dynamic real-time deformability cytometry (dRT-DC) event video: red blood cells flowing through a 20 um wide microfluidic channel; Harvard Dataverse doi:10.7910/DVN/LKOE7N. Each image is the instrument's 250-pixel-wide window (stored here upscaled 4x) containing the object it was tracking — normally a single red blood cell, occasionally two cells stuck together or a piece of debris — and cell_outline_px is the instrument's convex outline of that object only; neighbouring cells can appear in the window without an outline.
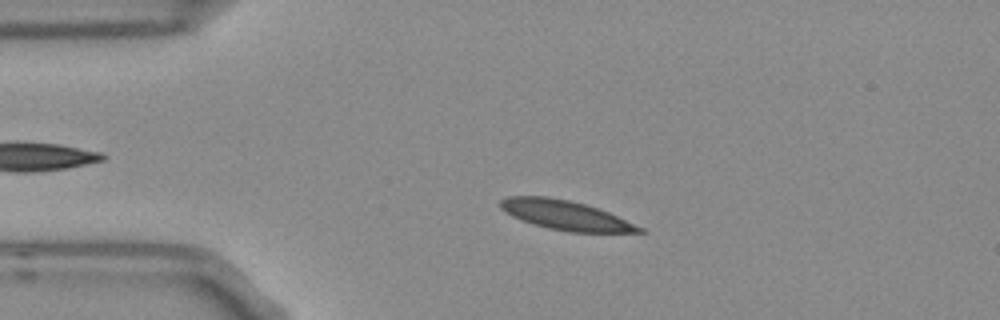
{"species": "Egyptian fruit bat (a non-hibernating species)", "species_latin": "Rousettus aegyptiacus", "temperature_condition": "room temperature", "stored_images_in_passage": 44, "camera_frame_rate_fps": 3000, "um_per_image_px": 0.085, "frame": {"image": 1, "passage_image": 2, "time_ms": 0.333, "image_size_px": [1000, 320], "cell_outline_px": [[648, 232], [568, 232], [548, 228], [532, 224], [520, 220], [504, 212], [500, 208], [500, 200], [508, 196], [548, 196], [568, 200], [584, 204], [608, 212], [644, 228]], "centroid_in_image_um": [48.03, 18.29], "position_along_channel_um": 37.0, "area_um2": 23.76}}
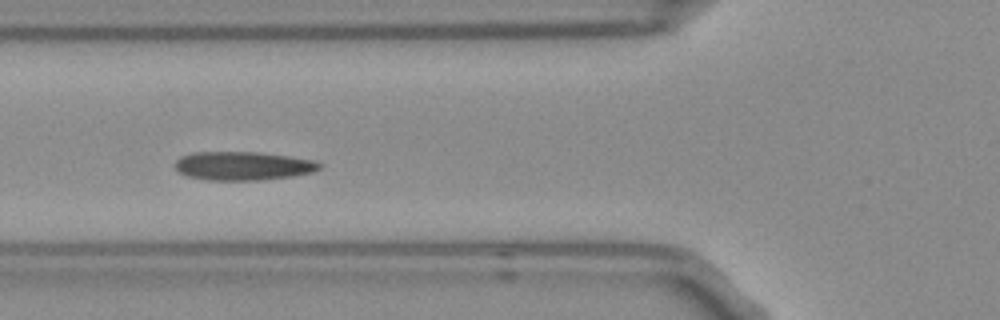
{"frame": {"image": 2, "passage_image": 10, "time_ms": 3.0, "image_size_px": [1000, 320], "cell_outline_px": [[324, 164], [320, 168], [312, 172], [292, 176], [260, 180], [208, 180], [188, 176], [180, 172], [176, 168], [176, 160], [180, 156], [192, 152], [260, 152], [288, 156], [312, 160]], "centroid_in_image_um": [20.65, 14.09], "position_along_channel_um": 105.1, "area_um2": 24.04}}
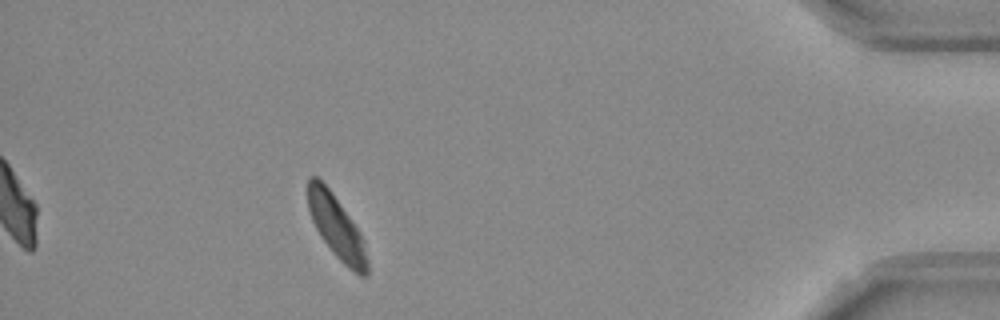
{"frame": {"image": 3, "passage_image": 39, "time_ms": 12.667, "image_size_px": [1000, 320], "cell_outline_px": [[368, 276], [360, 276], [348, 268], [332, 252], [320, 236], [312, 220], [308, 208], [308, 176], [316, 176], [328, 188], [360, 232], [364, 240], [368, 260]], "centroid_in_image_um": [28.62, 19.35], "position_along_channel_um": 406.6, "area_um2": 21.56}, "authors_computed_cell_mechanics": {"area_um2": 23.3801, "velocity_mm_per_s": 3.6986, "shape_relaxation_time_tau1_ms": 5.3061, "shape_relaxation_time_tau2_ms": 4.1237, "deformation_change_tau1": 0.1175, "deformation_change_tau2": 0.0644}}